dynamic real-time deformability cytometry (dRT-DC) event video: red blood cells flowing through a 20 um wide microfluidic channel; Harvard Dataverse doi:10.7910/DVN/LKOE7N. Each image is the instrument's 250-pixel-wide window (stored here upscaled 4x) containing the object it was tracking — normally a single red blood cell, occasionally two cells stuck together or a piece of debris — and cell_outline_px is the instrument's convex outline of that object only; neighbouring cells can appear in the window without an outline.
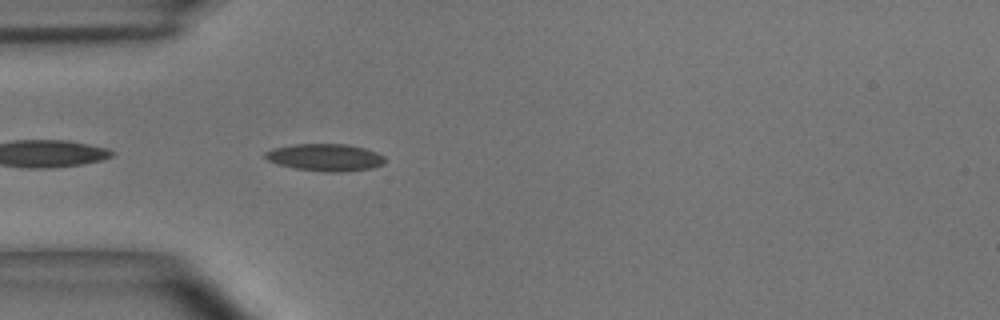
{"species": "common noctule bat (a hibernating species)", "species_latin": "Nyctalus noctula", "temperature_condition": "room temperature", "stored_images_in_passage": 6, "camera_frame_rate_fps": 3000, "um_per_image_px": 0.085, "animal": {"sex": "male", "body_mass_g": 15.6}, "frame": {"image": 1, "passage_image": 2, "time_ms": 0.333, "image_size_px": [1000, 320], "cell_outline_px": [[384, 164], [372, 168], [344, 172], [324, 172], [296, 168], [276, 164], [268, 160], [264, 156], [264, 152], [272, 148], [292, 144], [348, 144], [364, 148], [376, 152], [384, 156]], "centroid_in_image_um": [27.62, 13.38], "position_along_channel_um": 57.4, "area_um2": 19.13}}